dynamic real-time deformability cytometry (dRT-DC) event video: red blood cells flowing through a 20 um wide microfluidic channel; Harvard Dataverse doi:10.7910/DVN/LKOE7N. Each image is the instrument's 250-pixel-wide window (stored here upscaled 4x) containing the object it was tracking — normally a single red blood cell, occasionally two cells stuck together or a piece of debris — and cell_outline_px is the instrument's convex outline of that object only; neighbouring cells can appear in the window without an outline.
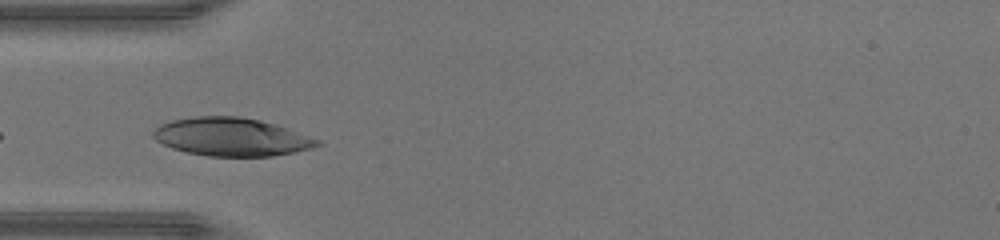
{"species": "human", "species_latin": "Homo sapiens", "temperature_condition": "warm", "stored_images_in_passage": 28, "camera_frame_rate_fps": 3000, "um_per_image_px": 0.085, "donor": {"sex": "male"}, "frame": {"image": 1, "passage_image": 9, "time_ms": 2.667, "image_size_px": [1000, 240], "cell_outline_px": [[324, 144], [312, 148], [296, 152], [272, 156], [208, 156], [188, 152], [172, 148], [156, 140], [152, 136], [152, 132], [160, 124], [172, 120], [196, 116], [240, 116], [260, 120], [276, 124], [320, 140]], "centroid_in_image_um": [19.69, 11.63], "position_along_channel_um": 65.3, "area_um2": 36.53}}
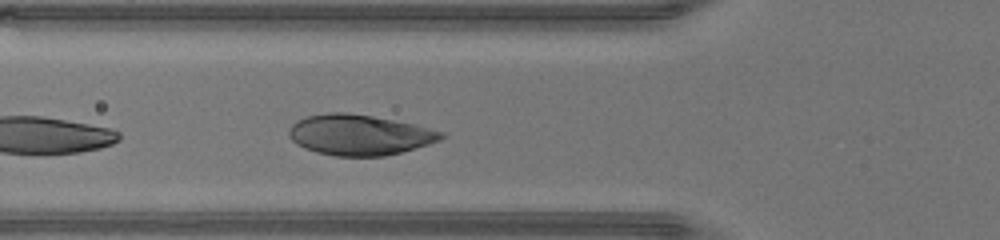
{"frame": {"image": 2, "passage_image": 11, "time_ms": 3.333, "image_size_px": [1000, 240], "cell_outline_px": [[444, 136], [440, 140], [428, 144], [400, 152], [384, 156], [336, 156], [316, 152], [304, 148], [296, 144], [288, 136], [288, 128], [292, 124], [308, 116], [328, 112], [344, 112], [372, 116], [412, 124], [444, 132]], "centroid_in_image_um": [30.5, 11.47], "position_along_channel_um": 95.3, "area_um2": 35.66}}
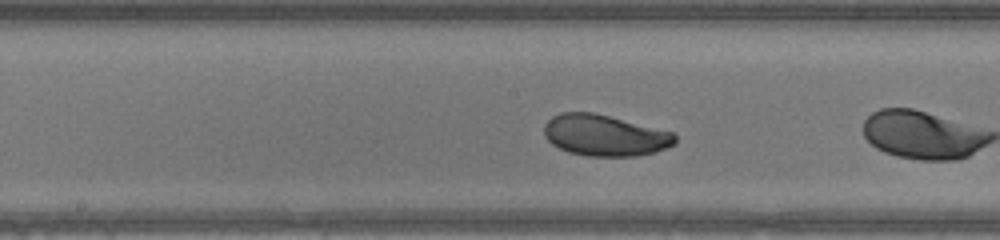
{"frame": {"image": 3, "passage_image": 16, "time_ms": 5.0, "image_size_px": [1000, 240], "cell_outline_px": [[676, 144], [656, 152], [636, 156], [588, 156], [568, 152], [552, 144], [544, 136], [544, 124], [552, 116], [560, 112], [592, 112], [672, 132], [676, 136]], "centroid_in_image_um": [51.38, 11.51], "position_along_channel_um": 196.8, "area_um2": 31.39}}